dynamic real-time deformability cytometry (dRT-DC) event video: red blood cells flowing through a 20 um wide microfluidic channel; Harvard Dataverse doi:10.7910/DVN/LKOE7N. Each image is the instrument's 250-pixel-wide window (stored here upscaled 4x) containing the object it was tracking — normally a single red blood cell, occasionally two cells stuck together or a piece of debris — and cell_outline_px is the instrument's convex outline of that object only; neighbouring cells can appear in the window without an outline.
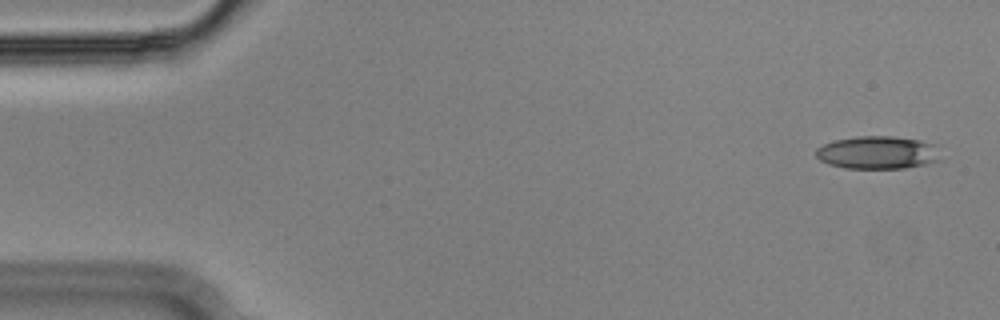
{"species": "Egyptian fruit bat (a non-hibernating species)", "species_latin": "Rousettus aegyptiacus", "temperature_condition": "cold", "stored_images_in_passage": 54, "camera_frame_rate_fps": 3000, "um_per_image_px": 0.085, "animal": {"sex": "male"}, "frame": {"image": 1, "passage_image": 2, "time_ms": 0.333, "image_size_px": [1000, 320], "cell_outline_px": [[944, 160], [904, 168], [844, 168], [828, 164], [820, 160], [816, 156], [816, 148], [824, 144], [836, 140], [856, 136], [892, 136], [920, 140], [932, 144]], "centroid_in_image_um": [74.6, 12.97], "position_along_channel_um": 10.4, "area_um2": 23.87}}
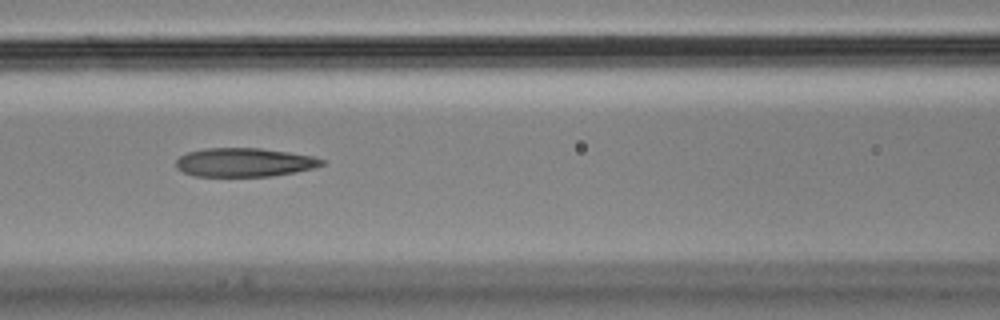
{"frame": {"image": 2, "passage_image": 23, "time_ms": 7.333, "image_size_px": [1000, 320], "cell_outline_px": [[324, 164], [312, 168], [296, 172], [272, 176], [196, 176], [184, 172], [176, 168], [176, 160], [180, 156], [188, 152], [204, 148], [260, 148], [288, 152], [312, 156], [324, 160]], "centroid_in_image_um": [20.75, 13.8], "position_along_channel_um": 145.8, "area_um2": 24.33}}
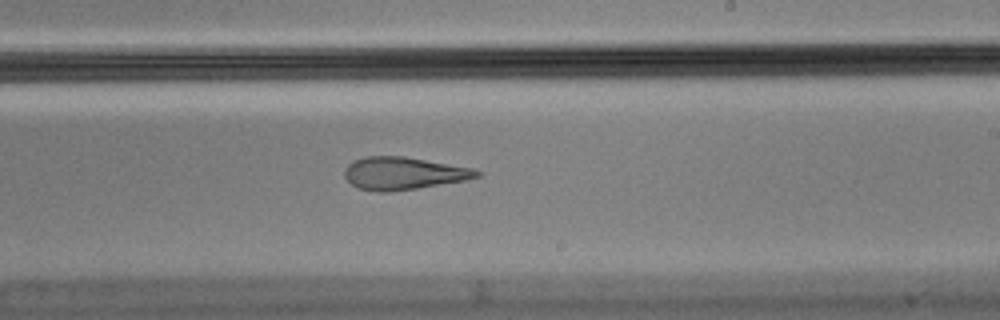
{"frame": {"image": 3, "passage_image": 32, "time_ms": 10.333, "image_size_px": [1000, 320], "cell_outline_px": [[484, 172], [480, 176], [464, 180], [416, 188], [388, 192], [376, 192], [360, 188], [352, 184], [344, 176], [344, 168], [352, 160], [364, 156], [404, 156], [472, 168]], "centroid_in_image_um": [34.26, 14.72], "position_along_channel_um": 254.7, "area_um2": 25.03}, "authors_computed_cell_mechanics": {"area_um2": 25.3164, "velocity_mm_per_s": 3.6322, "shape_relaxation_time_tau1_ms": null, "shape_relaxation_time_tau2_ms": 4.2144, "deformation_change_tau1": null, "deformation_change_tau2": 0.1561}}